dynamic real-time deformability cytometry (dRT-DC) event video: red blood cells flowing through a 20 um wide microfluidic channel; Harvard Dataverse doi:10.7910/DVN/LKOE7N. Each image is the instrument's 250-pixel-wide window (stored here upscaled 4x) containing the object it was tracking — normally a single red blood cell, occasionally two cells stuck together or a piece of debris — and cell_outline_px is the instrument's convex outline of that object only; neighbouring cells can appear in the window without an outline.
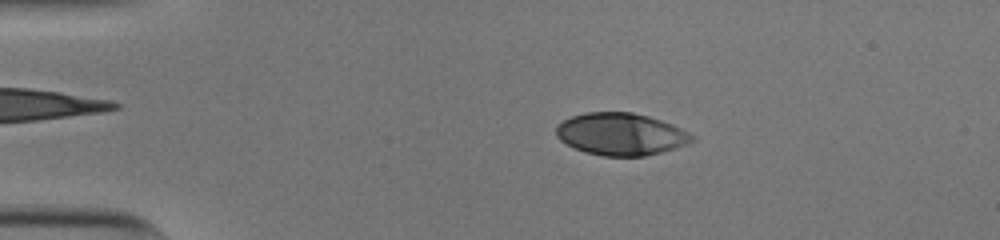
{"species": "human", "species_latin": "Homo sapiens", "temperature_condition": "cold", "stored_images_in_passage": 54, "camera_frame_rate_fps": 3000, "um_per_image_px": 0.085, "donor": {"sex": "male"}, "frame": {"image": 1, "passage_image": 11, "time_ms": 3.333, "image_size_px": [1000, 240], "cell_outline_px": [[696, 140], [688, 144], [676, 148], [644, 156], [604, 156], [584, 152], [560, 140], [556, 136], [556, 124], [572, 116], [584, 112], [632, 112], [648, 116], [672, 124], [688, 132]], "centroid_in_image_um": [52.76, 11.4], "position_along_channel_um": 32.2, "area_um2": 33.41}}
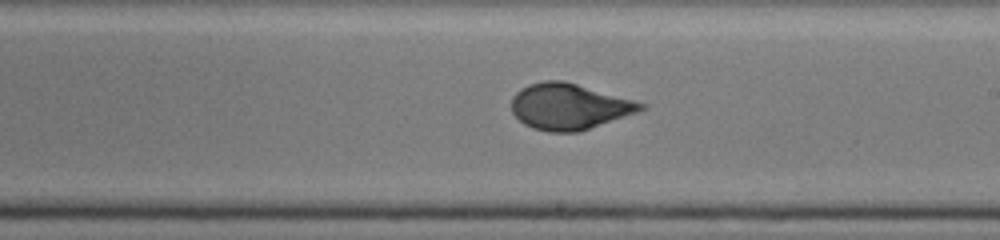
{"frame": {"image": 2, "passage_image": 32, "time_ms": 10.333, "image_size_px": [1000, 240], "cell_outline_px": [[644, 108], [636, 112], [580, 132], [548, 132], [532, 128], [524, 124], [512, 112], [512, 96], [520, 88], [528, 84], [544, 80], [564, 80], [632, 100], [644, 104]], "centroid_in_image_um": [48.31, 9.05], "position_along_channel_um": 240.7, "area_um2": 34.39}}
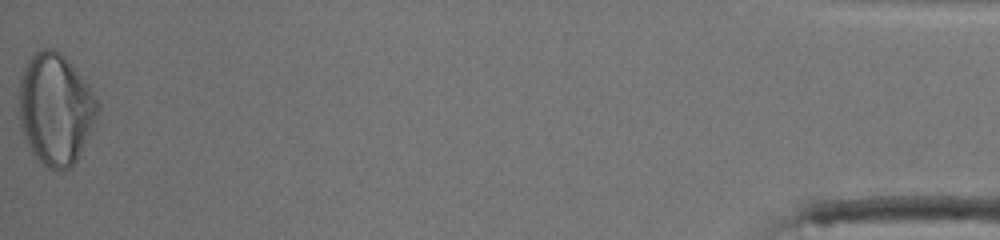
{"frame": {"image": 3, "passage_image": 54, "time_ms": 17.667, "image_size_px": [1000, 240], "cell_outline_px": [[100, 108], [76, 160], [68, 168], [60, 172], [56, 172], [48, 168], [32, 152], [20, 128], [16, 96], [20, 76], [28, 60], [36, 52], [44, 48], [52, 48], [60, 52], [68, 60], [100, 104]], "centroid_in_image_um": [4.64, 9.26], "position_along_channel_um": 430.6, "area_um2": 50.81}, "authors_computed_cell_mechanics": {"area_um2": 34.2465, "velocity_mm_per_s": 3.8132, "shape_relaxation_time_tau1_ms": 4.0607, "shape_relaxation_time_tau2_ms": null, "deformation_change_tau1": 0.2004, "deformation_change_tau2": null}}